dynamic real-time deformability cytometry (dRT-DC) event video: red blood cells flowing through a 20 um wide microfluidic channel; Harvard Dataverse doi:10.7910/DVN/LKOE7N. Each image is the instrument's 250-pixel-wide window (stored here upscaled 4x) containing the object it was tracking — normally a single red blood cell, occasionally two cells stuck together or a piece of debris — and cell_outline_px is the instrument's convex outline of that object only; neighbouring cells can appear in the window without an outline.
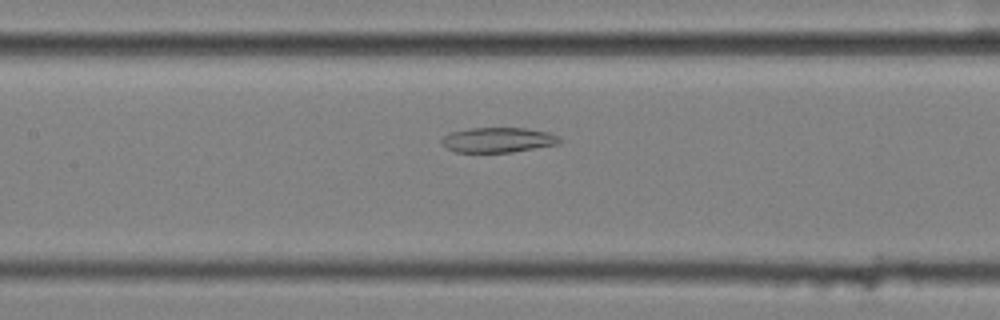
{"species": "common noctule bat (a hibernating species)", "species_latin": "Nyctalus noctula", "temperature_condition": "cold", "stored_images_in_passage": 39, "camera_frame_rate_fps": 3000, "um_per_image_px": 0.085, "animal": {"sex": "female", "body_mass_g": 25.1}, "frame": {"image": 1, "passage_image": 12, "time_ms": 3.667, "image_size_px": [1000, 320], "cell_outline_px": [[564, 140], [560, 144], [512, 152], [456, 152], [440, 144], [440, 140], [444, 136], [452, 132], [468, 128], [524, 128], [548, 132], [560, 136]], "centroid_in_image_um": [42.37, 11.89], "position_along_channel_um": 165.0, "area_um2": 17.34}}
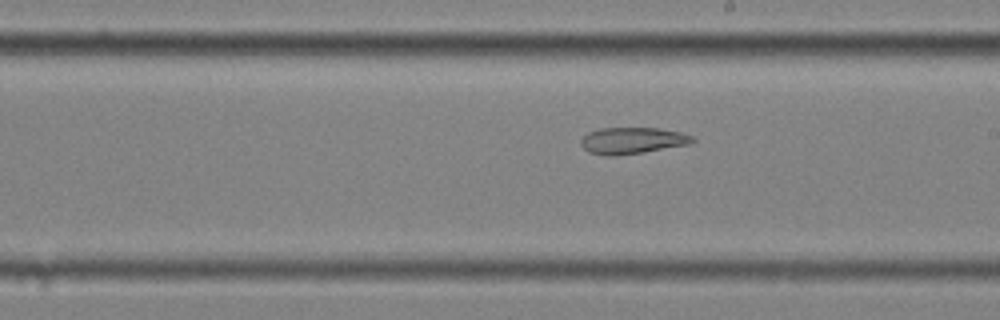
{"frame": {"image": 2, "passage_image": 18, "time_ms": 5.667, "image_size_px": [1000, 320], "cell_outline_px": [[696, 140], [688, 144], [644, 152], [616, 156], [604, 156], [588, 152], [580, 144], [580, 140], [588, 132], [600, 128], [660, 128], [680, 132], [692, 136]], "centroid_in_image_um": [53.71, 11.95], "position_along_channel_um": 235.3, "area_um2": 17.28}}
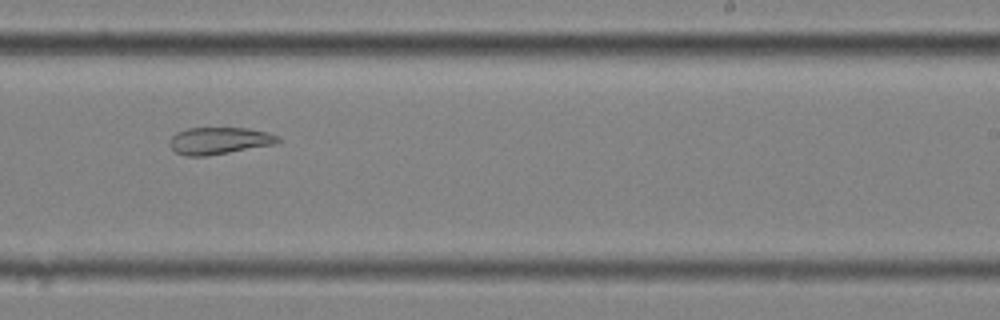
{"frame": {"image": 3, "passage_image": 21, "time_ms": 6.667, "image_size_px": [1000, 320], "cell_outline_px": [[280, 140], [276, 144], [208, 156], [184, 156], [176, 152], [168, 144], [168, 140], [176, 132], [188, 128], [248, 128], [268, 132], [280, 136]], "centroid_in_image_um": [18.63, 11.96], "position_along_channel_um": 270.4, "area_um2": 17.28}, "authors_computed_cell_mechanics": {"area_um2": 17.4556, "velocity_mm_per_s": 3.5171, "shape_relaxation_time_tau1_ms": null, "shape_relaxation_time_tau2_ms": 9.3081, "deformation_change_tau1": null, "deformation_change_tau2": 0.1761}}